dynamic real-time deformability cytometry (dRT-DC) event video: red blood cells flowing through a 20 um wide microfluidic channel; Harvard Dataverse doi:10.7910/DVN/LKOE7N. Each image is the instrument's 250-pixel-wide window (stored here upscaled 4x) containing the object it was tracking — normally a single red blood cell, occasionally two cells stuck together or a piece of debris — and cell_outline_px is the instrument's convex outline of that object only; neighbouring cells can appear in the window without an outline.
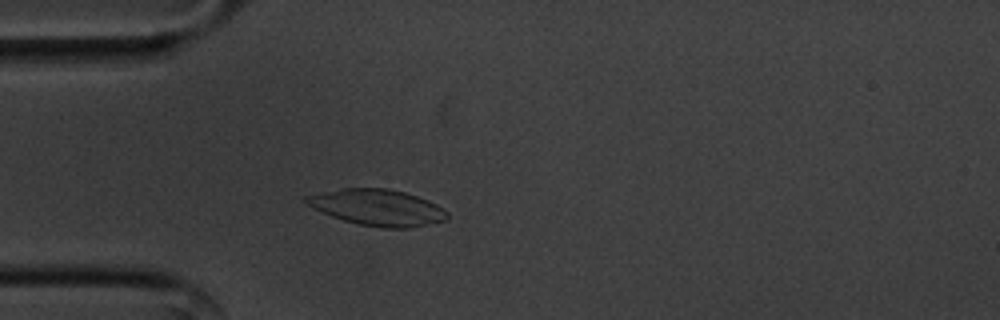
{"species": "common noctule bat (a hibernating species)", "species_latin": "Nyctalus noctula", "temperature_condition": "cold", "stored_images_in_passage": 45, "camera_frame_rate_fps": 3000, "um_per_image_px": 0.085, "animal": {"sex": "male", "body_mass_g": 20.1, "forearm_length_mm": 53.5}, "frame": {"image": 1, "passage_image": 8, "time_ms": 2.333, "image_size_px": [1000, 320], "cell_outline_px": [[448, 220], [408, 228], [380, 228], [360, 224], [344, 220], [332, 216], [304, 204], [304, 196], [344, 188], [388, 188], [404, 192], [428, 200], [436, 204], [448, 212]], "centroid_in_image_um": [32.09, 17.64], "position_along_channel_um": 52.9, "area_um2": 29.65}}
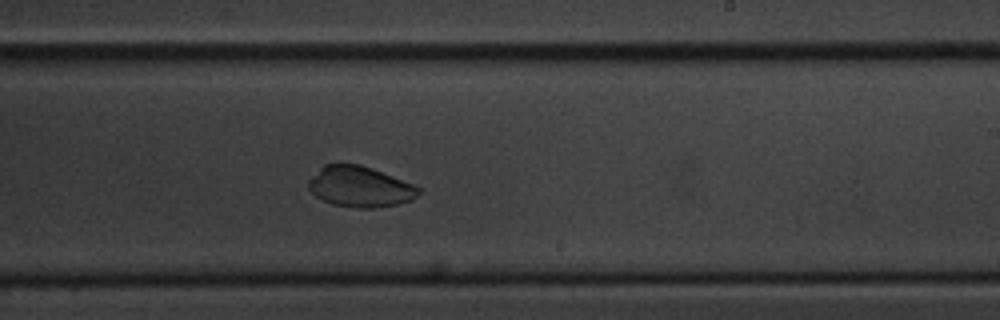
{"frame": {"image": 2, "passage_image": 26, "time_ms": 8.333, "image_size_px": [1000, 320], "cell_outline_px": [[420, 192], [412, 200], [396, 204], [372, 208], [356, 208], [332, 204], [316, 196], [308, 188], [308, 180], [324, 164], [336, 160], [360, 164], [372, 168], [412, 184], [420, 188]], "centroid_in_image_um": [30.54, 15.83], "position_along_channel_um": 258.5, "area_um2": 26.36}}
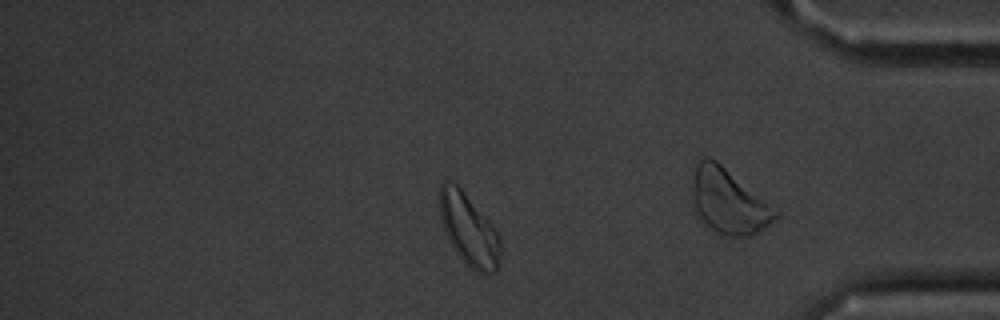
{"frame": {"image": 3, "passage_image": 36, "time_ms": 11.667, "image_size_px": [1000, 320], "cell_outline_px": [[500, 264], [496, 272], [476, 272], [468, 268], [464, 264], [448, 240], [444, 232], [440, 220], [436, 196], [440, 184], [444, 180], [448, 180], [456, 184], [464, 192], [488, 220], [500, 236]], "centroid_in_image_um": [39.78, 19.5], "position_along_channel_um": 395.4, "area_um2": 26.01}, "authors_computed_cell_mechanics": {"area_um2": 27.8596, "velocity_mm_per_s": 3.5484, "shape_relaxation_time_tau1_ms": 4.769, "shape_relaxation_time_tau2_ms": null, "deformation_change_tau1": 0.2473, "deformation_change_tau2": null}}